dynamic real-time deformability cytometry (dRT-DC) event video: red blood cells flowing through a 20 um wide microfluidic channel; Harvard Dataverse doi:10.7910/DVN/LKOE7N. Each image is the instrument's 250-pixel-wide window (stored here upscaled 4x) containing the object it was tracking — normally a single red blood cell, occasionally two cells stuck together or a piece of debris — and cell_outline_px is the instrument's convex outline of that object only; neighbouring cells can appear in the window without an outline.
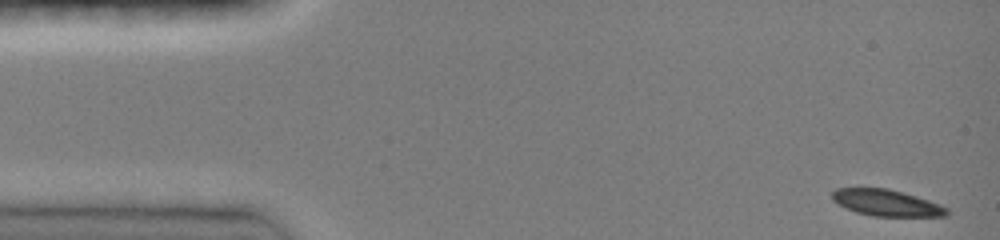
{"species": "common noctule bat (a hibernating species)", "species_latin": "Nyctalus noctula", "temperature_condition": "room temperature", "stored_images_in_passage": 45, "camera_frame_rate_fps": 3000, "um_per_image_px": 0.085, "animal": {"sex": "female", "body_mass_g": 19.0, "forearm_length_mm": 51.5}, "frame": {"image": 1, "passage_image": 1, "time_ms": 0.0, "image_size_px": [1000, 240], "cell_outline_px": [[948, 216], [872, 216], [856, 212], [832, 200], [832, 192], [836, 188], [888, 188], [916, 196], [940, 204], [948, 208]], "centroid_in_image_um": [75.37, 17.24], "position_along_channel_um": 9.6, "area_um2": 17.51}}
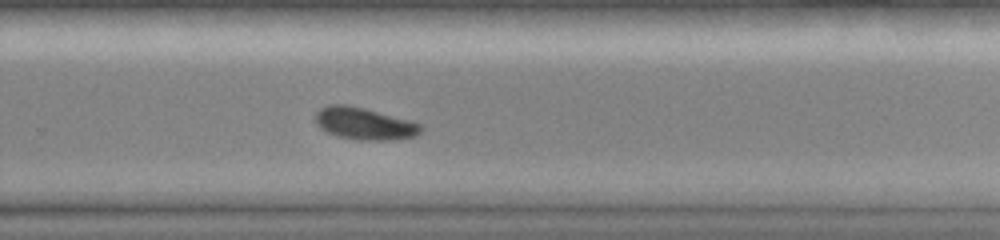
{"frame": {"image": 2, "passage_image": 31, "time_ms": 10.0, "image_size_px": [1000, 240], "cell_outline_px": [[424, 128], [416, 136], [396, 140], [356, 140], [336, 136], [320, 128], [316, 124], [316, 112], [320, 108], [328, 104], [348, 104], [364, 108], [424, 124]], "centroid_in_image_um": [30.99, 10.51], "position_along_channel_um": 298.8, "area_um2": 20.0}}
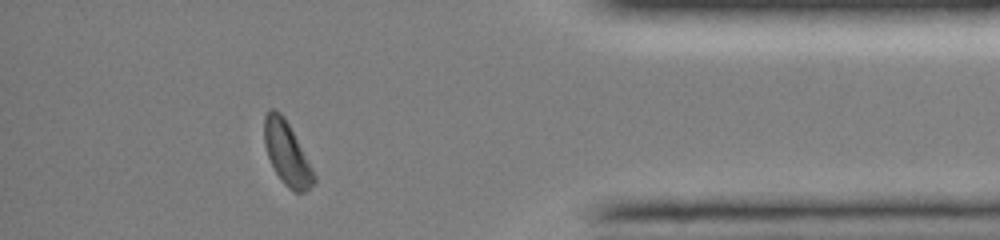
{"frame": {"image": 3, "passage_image": 41, "time_ms": 13.333, "image_size_px": [1000, 240], "cell_outline_px": [[316, 180], [304, 192], [296, 192], [288, 188], [280, 180], [268, 156], [264, 144], [264, 116], [268, 108], [276, 108], [284, 116], [312, 168], [316, 176]], "centroid_in_image_um": [24.35, 13.0], "position_along_channel_um": 410.8, "area_um2": 18.09}, "authors_computed_cell_mechanics": {"area_um2": 19.5364, "velocity_mm_per_s": 4.0192, "shape_relaxation_time_tau1_ms": 2.218, "shape_relaxation_time_tau2_ms": null, "deformation_change_tau1": 0.1146, "deformation_change_tau2": null}}